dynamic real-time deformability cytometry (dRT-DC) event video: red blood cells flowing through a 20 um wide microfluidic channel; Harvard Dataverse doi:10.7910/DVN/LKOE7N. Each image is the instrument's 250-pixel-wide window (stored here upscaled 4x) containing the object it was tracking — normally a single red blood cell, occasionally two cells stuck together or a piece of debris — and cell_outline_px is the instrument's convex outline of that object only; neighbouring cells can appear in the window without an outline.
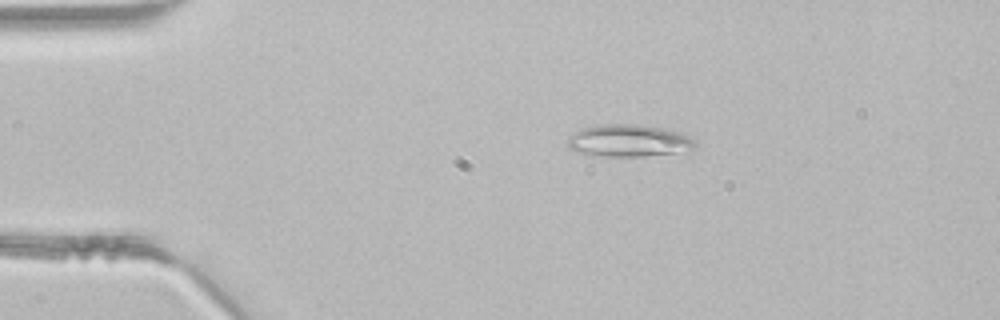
{"species": "common noctule bat (a hibernating species)", "species_latin": "Nyctalus noctula", "temperature_condition": "room temperature", "stored_images_in_passage": 37, "camera_frame_rate_fps": 3000, "um_per_image_px": 0.085, "animal": {"sex": "male", "body_mass_g": 21.5, "forearm_length_mm": 52.0}, "frame": {"image": 1, "passage_image": 1, "time_ms": 0.0, "image_size_px": [1000, 320], "cell_outline_px": [[696, 144], [692, 148], [672, 152], [644, 156], [592, 156], [568, 148], [568, 136], [572, 132], [580, 128], [596, 124], [636, 124], [668, 128], [680, 132], [696, 140]], "centroid_in_image_um": [53.37, 11.93], "position_along_channel_um": 31.6, "area_um2": 24.1}}
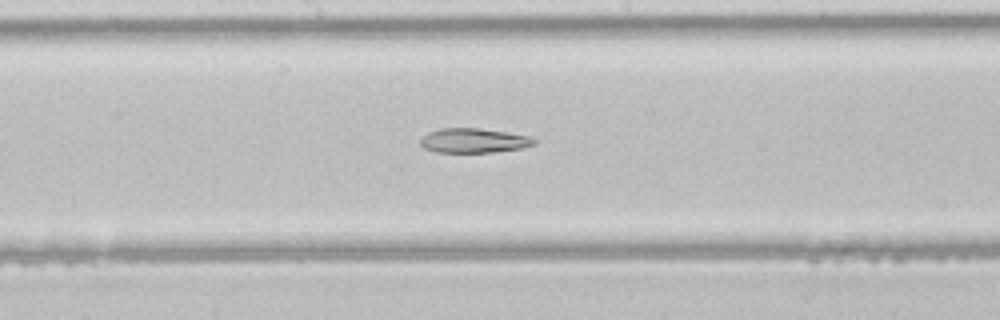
{"frame": {"image": 2, "passage_image": 16, "time_ms": 5.0, "image_size_px": [1000, 320], "cell_outline_px": [[536, 144], [520, 148], [492, 152], [436, 152], [424, 148], [420, 144], [420, 140], [428, 132], [440, 128], [480, 128], [528, 136], [536, 140]], "centroid_in_image_um": [40.23, 11.94], "position_along_channel_um": 208.0, "area_um2": 16.07}}
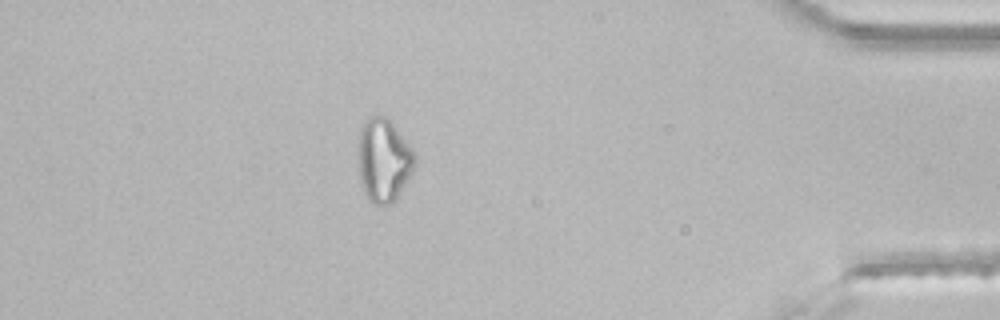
{"frame": {"image": 3, "passage_image": 32, "time_ms": 10.333, "image_size_px": [1000, 320], "cell_outline_px": [[416, 160], [412, 172], [396, 196], [388, 204], [372, 204], [364, 196], [360, 184], [356, 152], [356, 148], [360, 128], [364, 120], [372, 112], [384, 116], [392, 120], [412, 148], [416, 156]], "centroid_in_image_um": [32.54, 13.53], "position_along_channel_um": 402.7, "area_um2": 28.38}}